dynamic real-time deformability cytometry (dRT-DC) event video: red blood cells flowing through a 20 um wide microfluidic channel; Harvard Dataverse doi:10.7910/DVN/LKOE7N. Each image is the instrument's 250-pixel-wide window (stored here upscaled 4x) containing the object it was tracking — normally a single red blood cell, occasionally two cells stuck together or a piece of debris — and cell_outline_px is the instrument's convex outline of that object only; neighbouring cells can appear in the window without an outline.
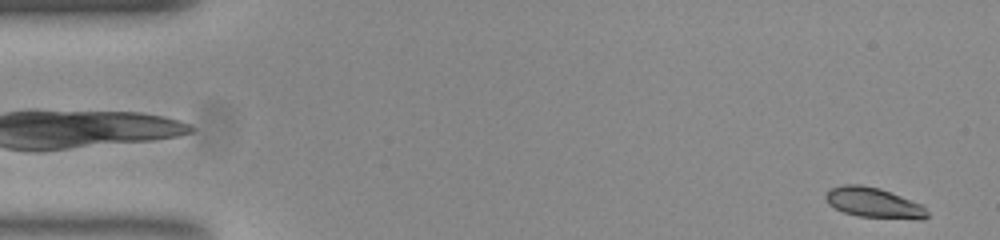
{"species": "common noctule bat (a hibernating species)", "species_latin": "Nyctalus noctula", "temperature_condition": "room temperature", "stored_images_in_passage": 52, "camera_frame_rate_fps": 3000, "um_per_image_px": 0.085, "animal": {"sex": "female", "body_mass_g": 23.0, "forearm_length_mm": 53.4}, "frame": {"image": 1, "passage_image": 2, "time_ms": 0.333, "image_size_px": [1000, 240], "cell_outline_px": [[928, 216], [924, 220], [916, 220], [860, 216], [844, 212], [828, 204], [824, 196], [828, 188], [844, 184], [860, 184], [880, 188], [924, 204], [928, 212]], "centroid_in_image_um": [74.31, 17.23], "position_along_channel_um": 10.7, "area_um2": 18.26}}
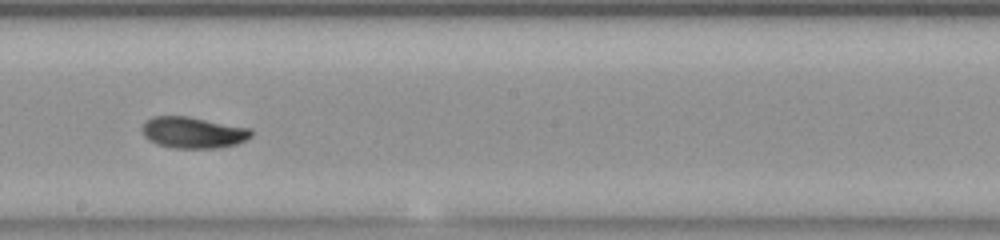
{"frame": {"image": 2, "passage_image": 29, "time_ms": 9.333, "image_size_px": [1000, 240], "cell_outline_px": [[252, 136], [236, 144], [220, 148], [172, 148], [156, 144], [148, 140], [144, 136], [140, 128], [144, 120], [152, 116], [188, 116], [252, 128]], "centroid_in_image_um": [16.37, 11.26], "position_along_channel_um": 231.8, "area_um2": 20.29}}
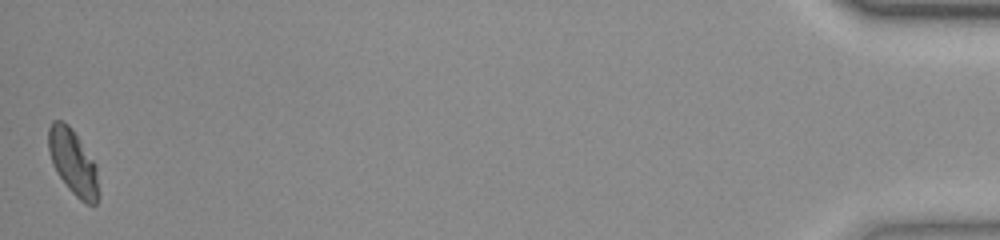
{"frame": {"image": 3, "passage_image": 52, "time_ms": 17.0, "image_size_px": [1000, 240], "cell_outline_px": [[100, 196], [96, 204], [88, 204], [80, 200], [68, 188], [52, 164], [48, 148], [48, 128], [52, 120], [64, 120], [72, 128], [96, 164]], "centroid_in_image_um": [6.22, 13.78], "position_along_channel_um": 429.0, "area_um2": 19.25}, "authors_computed_cell_mechanics": {"area_um2": 19.2185, "velocity_mm_per_s": 3.8697, "shape_relaxation_time_tau1_ms": 2.667, "shape_relaxation_time_tau2_ms": 3.9236, "deformation_change_tau1": 0.1118, "deformation_change_tau2": 0.0662}}